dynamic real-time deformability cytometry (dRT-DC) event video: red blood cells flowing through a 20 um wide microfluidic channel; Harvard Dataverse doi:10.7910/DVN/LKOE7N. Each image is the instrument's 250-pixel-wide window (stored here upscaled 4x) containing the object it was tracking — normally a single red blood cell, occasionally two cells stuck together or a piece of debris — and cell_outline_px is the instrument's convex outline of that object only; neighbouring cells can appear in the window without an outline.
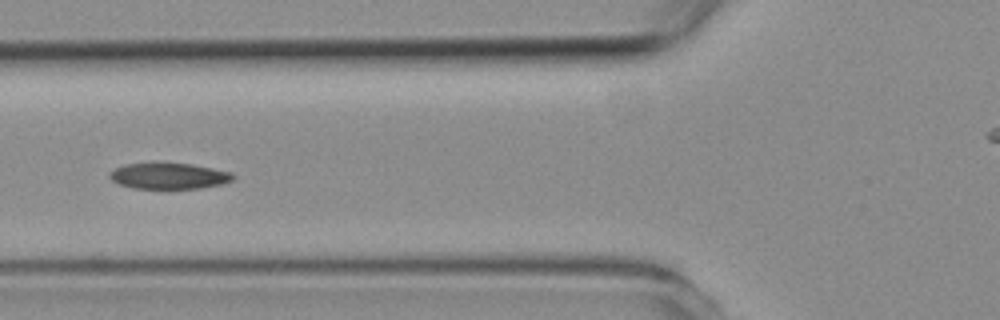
{"species": "common noctule bat (a hibernating species)", "species_latin": "Nyctalus noctula", "temperature_condition": "room temperature", "stored_images_in_passage": 5, "camera_frame_rate_fps": 3000, "um_per_image_px": 0.085, "animal": {"sex": "female", "body_mass_g": 19.3, "forearm_length_mm": 54.1}, "frame": {"image": 1, "passage_image": 5, "time_ms": 4.667, "image_size_px": [1000, 320], "cell_outline_px": [[236, 176], [232, 180], [224, 184], [200, 188], [132, 188], [120, 184], [112, 180], [108, 176], [108, 172], [124, 164], [192, 164], [232, 172]], "centroid_in_image_um": [14.38, 14.97], "position_along_channel_um": 111.4, "area_um2": 18.5}}